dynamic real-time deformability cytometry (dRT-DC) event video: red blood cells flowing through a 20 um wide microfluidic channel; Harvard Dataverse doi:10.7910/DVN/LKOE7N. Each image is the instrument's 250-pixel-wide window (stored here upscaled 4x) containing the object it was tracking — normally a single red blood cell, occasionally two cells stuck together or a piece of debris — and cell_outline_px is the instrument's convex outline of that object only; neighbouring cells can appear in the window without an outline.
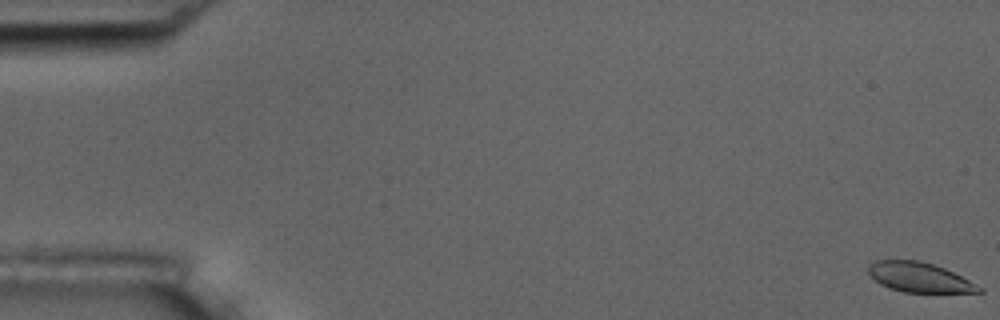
{"species": "common noctule bat (a hibernating species)", "species_latin": "Nyctalus noctula", "temperature_condition": "room temperature", "stored_images_in_passage": 7, "camera_frame_rate_fps": 3000, "um_per_image_px": 0.085, "animal": {"sex": "male", "body_mass_g": 17.5, "forearm_length_mm": 52.3}, "frame": {"image": 1, "passage_image": 1, "time_ms": 0.0, "image_size_px": [1000, 320], "cell_outline_px": [[984, 292], [904, 292], [888, 288], [880, 284], [868, 272], [868, 264], [876, 260], [920, 260], [944, 268], [984, 288]], "centroid_in_image_um": [78.12, 23.57], "position_along_channel_um": 6.9, "area_um2": 19.02}}
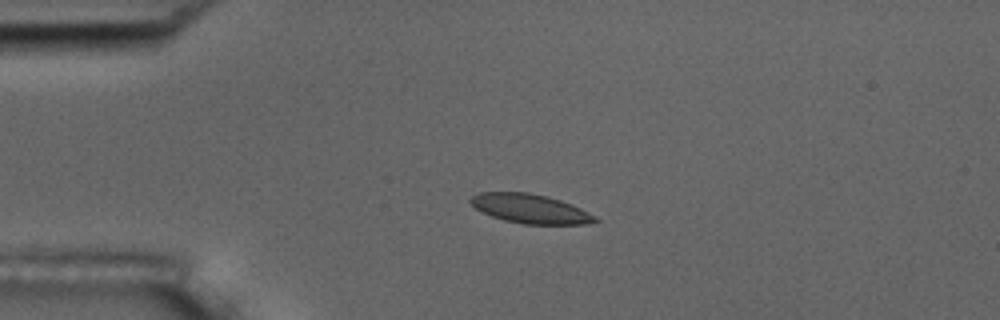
{"frame": {"image": 2, "passage_image": 5, "time_ms": 4.333, "image_size_px": [1000, 320], "cell_outline_px": [[600, 220], [588, 224], [524, 224], [504, 220], [492, 216], [476, 208], [468, 200], [472, 196], [480, 192], [528, 192], [548, 196], [572, 204], [596, 216]], "centroid_in_image_um": [45.09, 17.73], "position_along_channel_um": 39.9, "area_um2": 21.15}}